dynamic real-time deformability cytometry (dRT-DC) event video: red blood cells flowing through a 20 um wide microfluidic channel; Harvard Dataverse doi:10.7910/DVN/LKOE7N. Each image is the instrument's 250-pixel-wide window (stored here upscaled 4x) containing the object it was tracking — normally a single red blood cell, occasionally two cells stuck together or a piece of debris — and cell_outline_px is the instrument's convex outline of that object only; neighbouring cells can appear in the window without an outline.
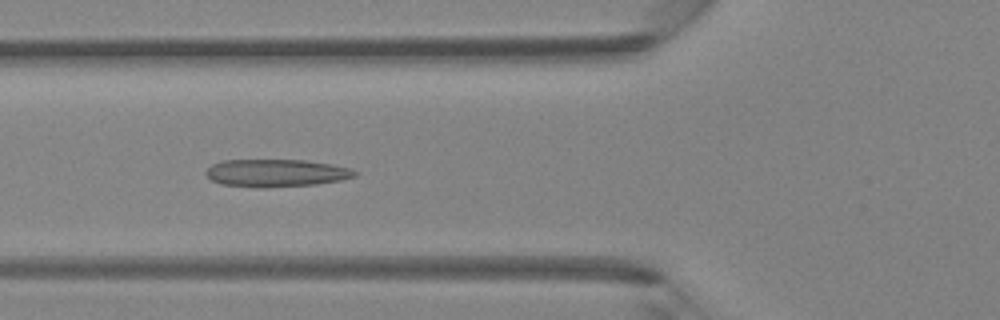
{"species": "Egyptian fruit bat (a non-hibernating species)", "species_latin": "Rousettus aegyptiacus", "temperature_condition": "room temperature", "stored_images_in_passage": 46, "camera_frame_rate_fps": 3000, "um_per_image_px": 0.085, "animal": {"sex": "female"}, "frame": {"image": 1, "passage_image": 16, "time_ms": 5.0, "image_size_px": [1000, 320], "cell_outline_px": [[360, 172], [356, 176], [340, 180], [316, 184], [264, 188], [220, 184], [212, 180], [204, 172], [212, 164], [224, 160], [304, 160], [332, 164], [352, 168]], "centroid_in_image_um": [23.51, 14.7], "position_along_channel_um": 102.3, "area_um2": 24.04}}
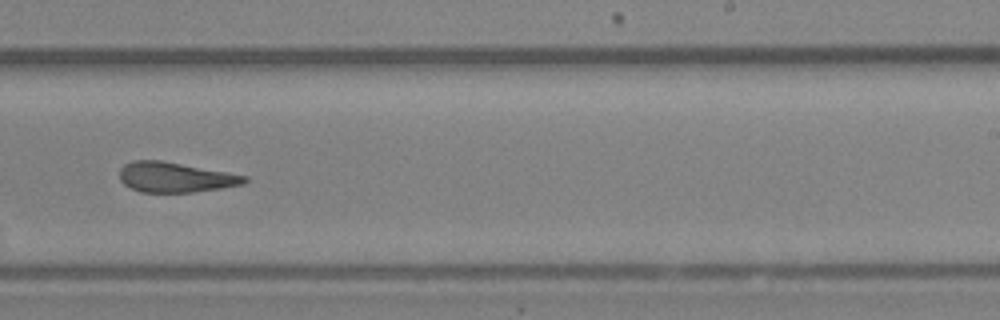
{"frame": {"image": 2, "passage_image": 28, "time_ms": 9.0, "image_size_px": [1000, 320], "cell_outline_px": [[248, 180], [244, 184], [220, 188], [192, 192], [140, 192], [124, 184], [120, 180], [120, 168], [124, 164], [132, 160], [160, 160], [228, 172], [248, 176]], "centroid_in_image_um": [14.89, 15.06], "position_along_channel_um": 274.1, "area_um2": 21.85}}
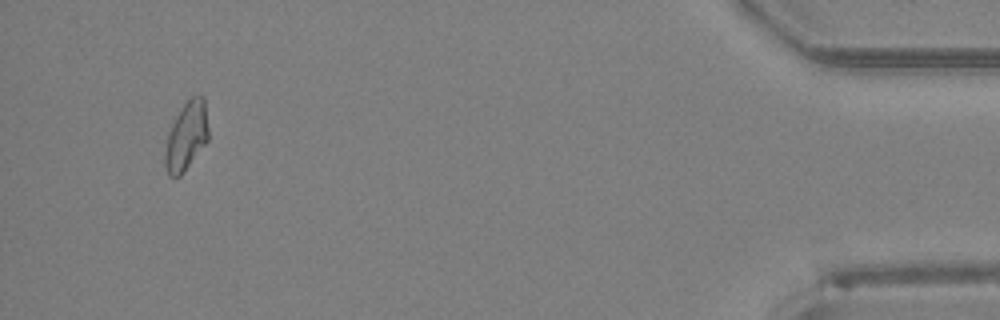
{"frame": {"image": 3, "passage_image": 44, "time_ms": 14.333, "image_size_px": [1000, 320], "cell_outline_px": [[208, 140], [184, 172], [180, 176], [168, 176], [164, 164], [164, 152], [168, 132], [176, 116], [184, 104], [192, 96], [204, 96], [208, 128]], "centroid_in_image_um": [15.83, 11.59], "position_along_channel_um": 419.4, "area_um2": 17.28}, "authors_computed_cell_mechanics": {"area_um2": 22.9466, "velocity_mm_per_s": 4.3173, "shape_relaxation_time_tau1_ms": 6.0, "shape_relaxation_time_tau2_ms": 1.9026, "deformation_change_tau1": 0.2027, "deformation_change_tau2": 0.1237}}